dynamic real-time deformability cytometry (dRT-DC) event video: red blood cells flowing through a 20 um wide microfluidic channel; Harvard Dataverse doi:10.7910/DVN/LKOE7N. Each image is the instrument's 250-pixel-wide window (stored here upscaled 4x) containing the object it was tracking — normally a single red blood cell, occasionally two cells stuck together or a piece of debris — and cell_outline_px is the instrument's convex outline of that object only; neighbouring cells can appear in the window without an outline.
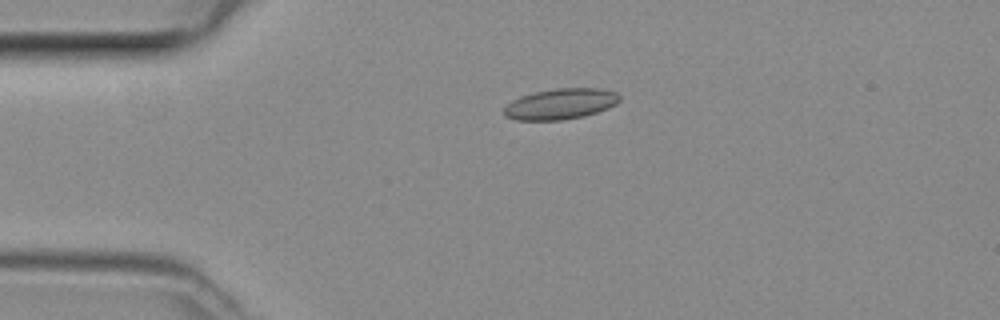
{"species": "common noctule bat (a hibernating species)", "species_latin": "Nyctalus noctula", "temperature_condition": "room temperature", "stored_images_in_passage": 38, "camera_frame_rate_fps": 3000, "um_per_image_px": 0.085, "animal": {"sex": "female", "body_mass_g": 29.2, "forearm_length_mm": 56.3}, "frame": {"image": 1, "passage_image": 1, "time_ms": 0.0, "image_size_px": [1000, 320], "cell_outline_px": [[620, 100], [616, 104], [608, 108], [584, 116], [560, 120], [516, 120], [504, 116], [504, 108], [512, 100], [520, 96], [536, 92], [556, 88], [600, 88], [616, 92], [620, 96]], "centroid_in_image_um": [47.65, 8.83], "position_along_channel_um": 37.4, "area_um2": 20.69}}
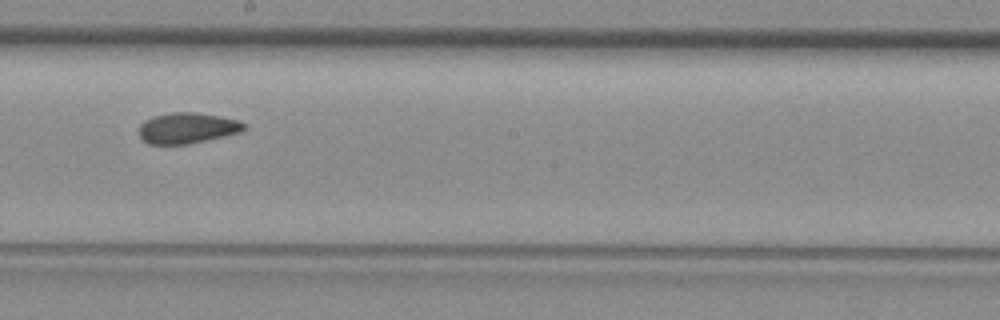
{"frame": {"image": 2, "passage_image": 17, "time_ms": 5.333, "image_size_px": [1000, 320], "cell_outline_px": [[244, 128], [240, 132], [188, 144], [148, 144], [140, 136], [140, 124], [144, 120], [152, 116], [168, 112], [196, 112], [220, 116], [240, 120], [244, 124]], "centroid_in_image_um": [15.89, 10.87], "position_along_channel_um": 232.3, "area_um2": 18.79}}
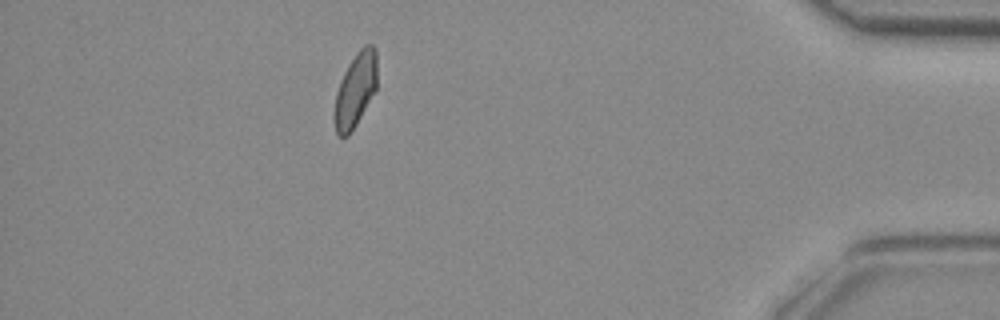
{"frame": {"image": 3, "passage_image": 33, "time_ms": 10.667, "image_size_px": [1000, 320], "cell_outline_px": [[376, 88], [356, 124], [348, 136], [340, 136], [336, 132], [332, 116], [332, 112], [336, 92], [340, 80], [348, 64], [356, 52], [364, 44], [372, 44], [376, 48]], "centroid_in_image_um": [30.17, 7.63], "position_along_channel_um": 405.0, "area_um2": 18.55}}